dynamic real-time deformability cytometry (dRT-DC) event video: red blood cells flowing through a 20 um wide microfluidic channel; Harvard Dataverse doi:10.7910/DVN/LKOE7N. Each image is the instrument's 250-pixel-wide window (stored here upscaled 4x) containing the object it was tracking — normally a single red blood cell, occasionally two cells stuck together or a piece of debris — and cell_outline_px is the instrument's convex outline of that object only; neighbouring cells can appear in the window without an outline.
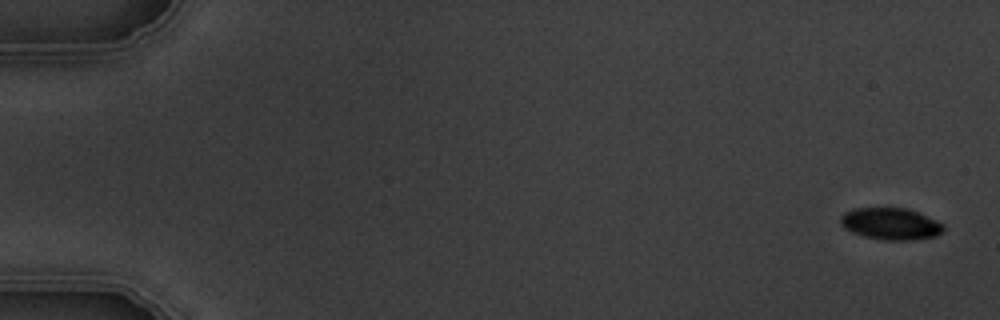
{"species": "common noctule bat (a hibernating species)", "species_latin": "Nyctalus noctula", "temperature_condition": "warm", "stored_images_in_passage": 7, "camera_frame_rate_fps": 3000, "um_per_image_px": 0.085, "animal": {"sex": "male", "body_mass_g": 19.5, "forearm_length_mm": 54.6}, "frame": {"image": 1, "passage_image": 1, "time_ms": 0.0, "image_size_px": [1000, 320], "cell_outline_px": [[944, 232], [936, 236], [912, 240], [884, 240], [864, 236], [852, 232], [844, 228], [840, 224], [840, 216], [844, 212], [852, 208], [908, 208], [936, 220], [944, 224]], "centroid_in_image_um": [75.7, 19.02], "position_along_channel_um": 9.3, "area_um2": 19.25}}
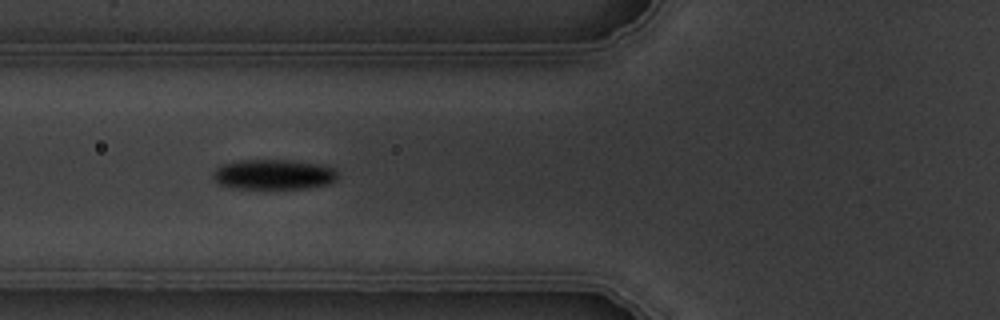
{"frame": {"image": 2, "passage_image": 6, "time_ms": 6.667, "image_size_px": [1000, 320], "cell_outline_px": [[336, 180], [328, 184], [308, 188], [232, 188], [220, 184], [212, 176], [212, 172], [216, 168], [224, 164], [240, 160], [288, 160], [320, 164], [332, 168], [336, 172]], "centroid_in_image_um": [23.24, 14.83], "position_along_channel_um": 102.6, "area_um2": 21.68}}